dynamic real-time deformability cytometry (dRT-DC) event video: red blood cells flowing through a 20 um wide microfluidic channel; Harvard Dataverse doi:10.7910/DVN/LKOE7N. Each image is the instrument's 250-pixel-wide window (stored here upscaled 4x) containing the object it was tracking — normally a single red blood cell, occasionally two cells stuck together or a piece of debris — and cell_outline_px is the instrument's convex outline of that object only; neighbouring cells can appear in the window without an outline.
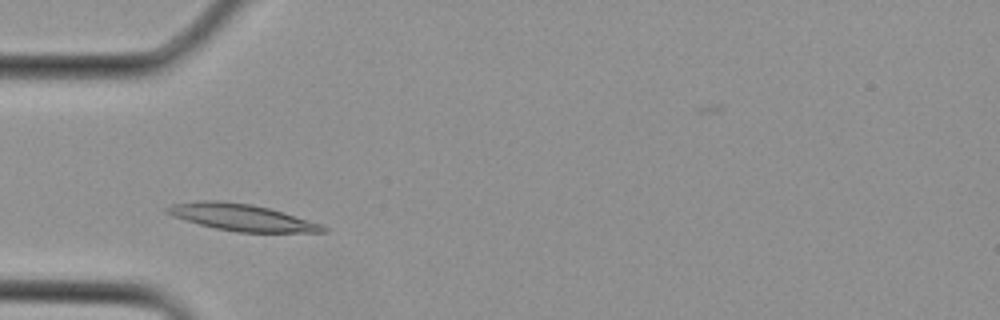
{"species": "Egyptian fruit bat (a non-hibernating species)", "species_latin": "Rousettus aegyptiacus", "temperature_condition": "cold", "stored_images_in_passage": 24, "camera_frame_rate_fps": 3000, "um_per_image_px": 0.085, "animal": {"sex": "female"}, "frame": {"image": 1, "passage_image": 3, "time_ms": 0.667, "image_size_px": [1000, 320], "cell_outline_px": [[328, 232], [240, 232], [216, 228], [184, 220], [172, 216], [164, 212], [164, 208], [172, 204], [200, 200], [220, 200], [252, 204], [268, 208], [324, 224], [328, 228]], "centroid_in_image_um": [20.54, 18.47], "position_along_channel_um": 64.5, "area_um2": 24.33}}
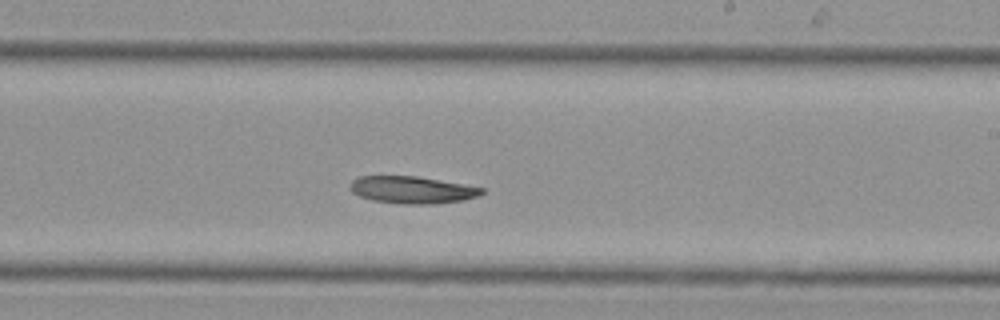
{"frame": {"image": 2, "passage_image": 12, "time_ms": 3.667, "image_size_px": [1000, 320], "cell_outline_px": [[484, 192], [480, 196], [464, 200], [432, 204], [404, 204], [372, 200], [360, 196], [352, 192], [352, 180], [360, 176], [416, 176], [464, 184], [484, 188]], "centroid_in_image_um": [35.08, 16.14], "position_along_channel_um": 253.9, "area_um2": 20.75}}
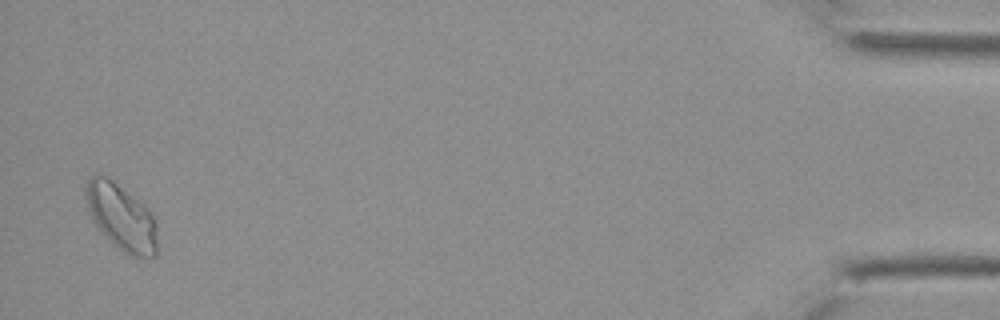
{"frame": {"image": 3, "passage_image": 24, "time_ms": 7.667, "image_size_px": [1000, 320], "cell_outline_px": [[156, 256], [132, 256], [124, 252], [96, 224], [88, 208], [84, 192], [84, 184], [96, 172], [108, 176], [144, 204], [152, 212], [156, 220]], "centroid_in_image_um": [10.32, 18.37], "position_along_channel_um": 424.9, "area_um2": 27.28}}